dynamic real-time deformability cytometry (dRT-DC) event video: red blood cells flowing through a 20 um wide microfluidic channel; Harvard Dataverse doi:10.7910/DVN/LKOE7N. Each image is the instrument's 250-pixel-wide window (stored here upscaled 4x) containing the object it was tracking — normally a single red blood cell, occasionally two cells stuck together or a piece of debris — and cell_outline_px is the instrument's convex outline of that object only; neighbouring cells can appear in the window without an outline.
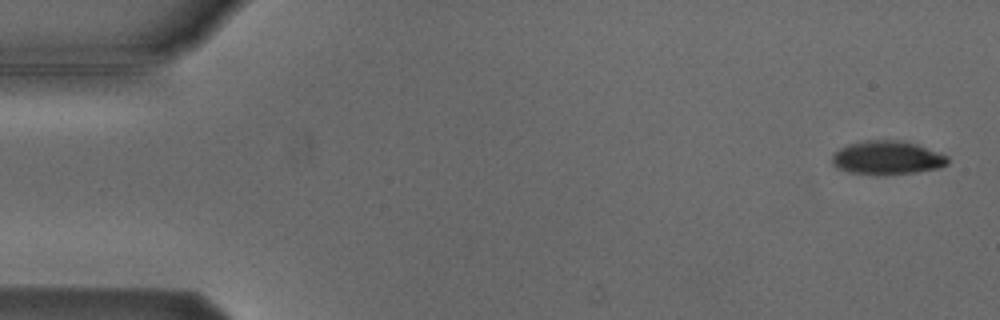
{"species": "Egyptian fruit bat (a non-hibernating species)", "species_latin": "Rousettus aegyptiacus", "temperature_condition": "cold", "stored_images_in_passage": 4, "camera_frame_rate_fps": 3000, "um_per_image_px": 0.085, "animal": {"sex": "male"}, "frame": {"image": 1, "passage_image": 1, "time_ms": 0.0, "image_size_px": [1000, 320], "cell_outline_px": [[948, 164], [940, 168], [916, 172], [880, 176], [876, 176], [848, 172], [836, 168], [832, 164], [832, 156], [840, 148], [848, 144], [864, 140], [900, 140], [916, 144], [948, 156]], "centroid_in_image_um": [75.38, 13.43], "position_along_channel_um": 9.6, "area_um2": 23.0}}